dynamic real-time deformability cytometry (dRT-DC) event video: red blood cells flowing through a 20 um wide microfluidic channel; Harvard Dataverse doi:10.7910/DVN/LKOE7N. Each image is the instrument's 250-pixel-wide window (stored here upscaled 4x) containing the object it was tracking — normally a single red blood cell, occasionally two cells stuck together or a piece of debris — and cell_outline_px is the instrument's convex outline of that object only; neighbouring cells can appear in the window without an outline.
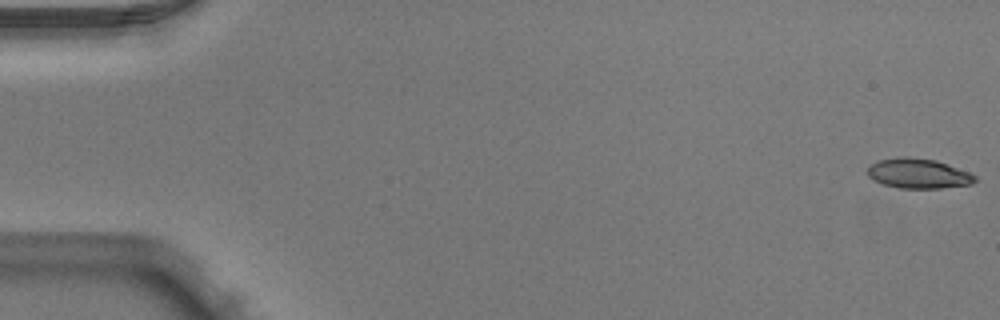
{"species": "Egyptian fruit bat (a non-hibernating species)", "species_latin": "Rousettus aegyptiacus", "temperature_condition": "warm", "stored_images_in_passage": 4, "camera_frame_rate_fps": 3000, "um_per_image_px": 0.085, "animal": {"sex": "male"}, "frame": {"image": 1, "passage_image": 1, "time_ms": 0.0, "image_size_px": [1000, 320], "cell_outline_px": [[976, 180], [972, 184], [940, 188], [900, 188], [884, 184], [872, 180], [868, 176], [868, 168], [872, 164], [880, 160], [904, 156], [908, 156], [936, 160], [968, 172], [976, 176]], "centroid_in_image_um": [78.05, 14.75], "position_along_channel_um": 6.9, "area_um2": 18.55}}
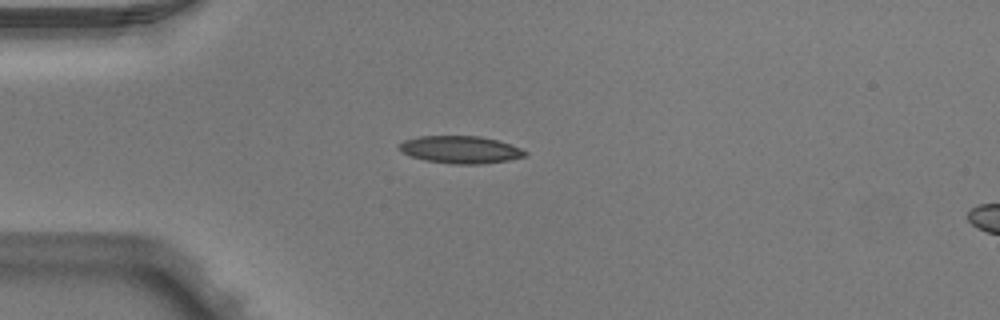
{"frame": {"image": 2, "passage_image": 4, "time_ms": 1.0, "image_size_px": [1000, 320], "cell_outline_px": [[528, 156], [508, 160], [480, 164], [452, 164], [424, 160], [412, 156], [396, 148], [396, 144], [404, 140], [420, 136], [480, 136], [496, 140], [520, 148], [528, 152]], "centroid_in_image_um": [39.11, 12.72], "position_along_channel_um": 45.9, "area_um2": 20.11}}